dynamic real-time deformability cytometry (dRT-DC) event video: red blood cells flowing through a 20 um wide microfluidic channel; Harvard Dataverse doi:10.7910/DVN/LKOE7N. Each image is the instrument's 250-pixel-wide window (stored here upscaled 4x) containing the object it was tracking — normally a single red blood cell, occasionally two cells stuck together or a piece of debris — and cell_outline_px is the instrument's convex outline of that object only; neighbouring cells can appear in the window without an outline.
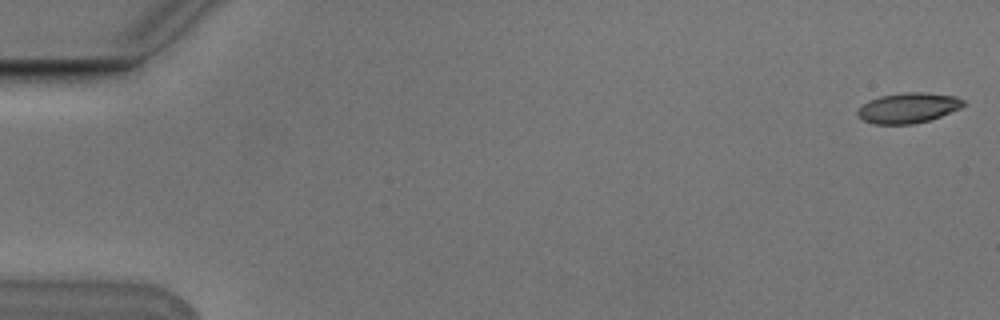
{"species": "Egyptian fruit bat (a non-hibernating species)", "species_latin": "Rousettus aegyptiacus", "temperature_condition": "cold", "stored_images_in_passage": 8, "camera_frame_rate_fps": 3000, "um_per_image_px": 0.085, "animal": {"sex": "male"}, "frame": {"image": 1, "passage_image": 1, "time_ms": 0.0, "image_size_px": [1000, 320], "cell_outline_px": [[968, 104], [960, 108], [940, 116], [928, 120], [912, 124], [872, 124], [864, 120], [856, 112], [868, 100], [880, 96], [904, 92], [924, 92], [956, 96], [964, 100]], "centroid_in_image_um": [77.23, 9.16], "position_along_channel_um": 7.8, "area_um2": 18.61}}
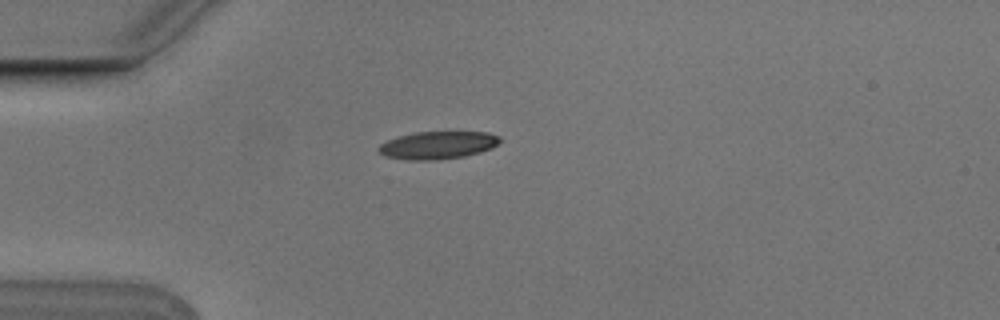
{"frame": {"image": 2, "passage_image": 5, "time_ms": 1.333, "image_size_px": [1000, 320], "cell_outline_px": [[500, 140], [492, 148], [480, 152], [464, 156], [436, 160], [404, 160], [384, 156], [376, 148], [380, 144], [388, 140], [400, 136], [416, 132], [488, 132], [500, 136]], "centroid_in_image_um": [37.19, 12.34], "position_along_channel_um": 47.8, "area_um2": 19.54}}
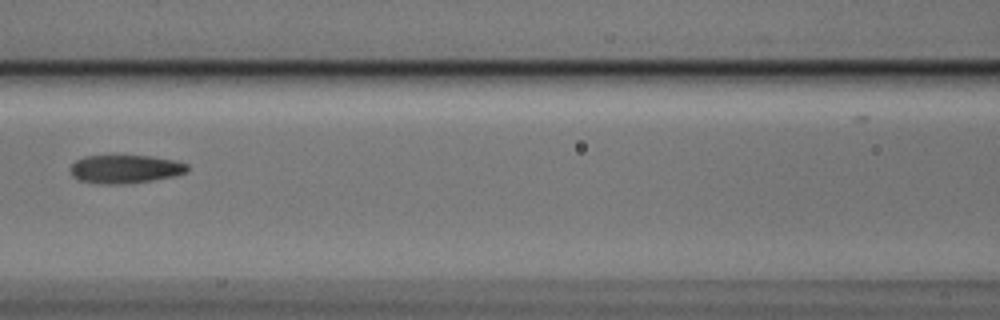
{"frame": {"image": 3, "passage_image": 8, "time_ms": 2.333, "image_size_px": [1000, 320], "cell_outline_px": [[188, 168], [184, 172], [172, 176], [148, 180], [120, 184], [100, 184], [80, 180], [72, 176], [72, 164], [76, 160], [84, 156], [152, 156], [176, 160], [188, 164]], "centroid_in_image_um": [10.63, 14.36], "position_along_channel_um": 156.0, "area_um2": 18.96}}